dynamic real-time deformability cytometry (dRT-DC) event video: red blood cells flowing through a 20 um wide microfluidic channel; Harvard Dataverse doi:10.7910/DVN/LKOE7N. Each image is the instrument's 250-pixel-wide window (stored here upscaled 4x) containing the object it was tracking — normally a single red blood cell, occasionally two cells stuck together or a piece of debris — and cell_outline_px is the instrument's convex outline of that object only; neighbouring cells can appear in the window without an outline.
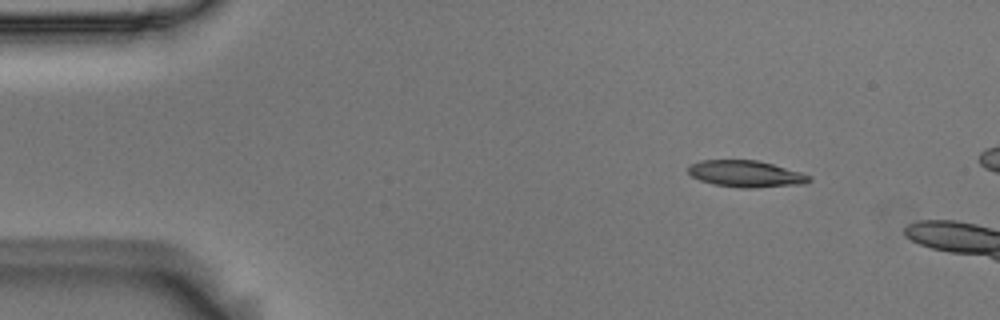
{"species": "Egyptian fruit bat (a non-hibernating species)", "species_latin": "Rousettus aegyptiacus", "temperature_condition": "room temperature", "stored_images_in_passage": 3, "camera_frame_rate_fps": 3000, "um_per_image_px": 0.085, "animal": {"sex": "male"}, "frame": {"image": 1, "passage_image": 1, "time_ms": 0.0, "image_size_px": [1000, 320], "cell_outline_px": [[812, 180], [804, 184], [752, 188], [740, 188], [712, 184], [700, 180], [692, 176], [688, 172], [688, 168], [692, 164], [700, 160], [756, 160], [772, 164], [800, 172], [812, 176]], "centroid_in_image_um": [63.41, 14.78], "position_along_channel_um": 21.6, "area_um2": 18.73}}